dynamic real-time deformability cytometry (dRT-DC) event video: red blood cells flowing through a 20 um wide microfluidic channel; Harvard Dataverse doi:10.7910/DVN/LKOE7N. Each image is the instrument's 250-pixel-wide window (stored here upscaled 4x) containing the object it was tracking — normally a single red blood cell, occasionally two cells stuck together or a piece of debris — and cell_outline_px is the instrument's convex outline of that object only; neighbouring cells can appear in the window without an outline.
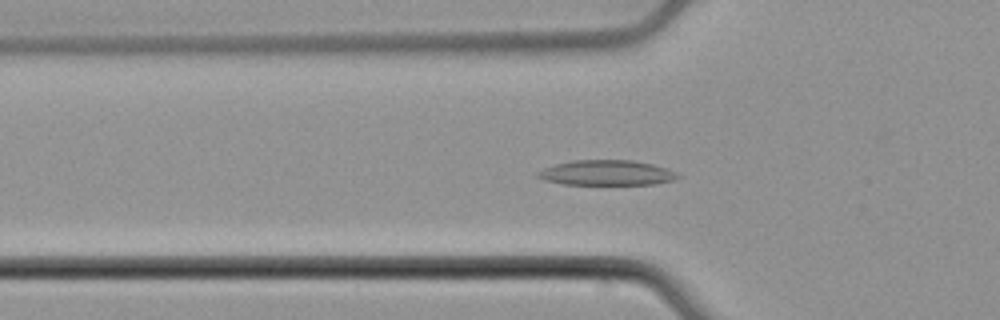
{"species": "common noctule bat (a hibernating species)", "species_latin": "Nyctalus noctula", "temperature_condition": "cold", "stored_images_in_passage": 55, "camera_frame_rate_fps": 3000, "um_per_image_px": 0.085, "animal": {"sex": "male", "body_mass_g": 21.5, "forearm_length_mm": 52.0}, "frame": {"image": 1, "passage_image": 19, "time_ms": 6.0, "image_size_px": [1000, 320], "cell_outline_px": [[680, 176], [676, 180], [656, 184], [564, 184], [544, 180], [536, 176], [536, 172], [544, 168], [556, 164], [572, 160], [632, 160], [652, 164], [676, 172]], "centroid_in_image_um": [51.56, 14.69], "position_along_channel_um": 74.2, "area_um2": 20.46}}
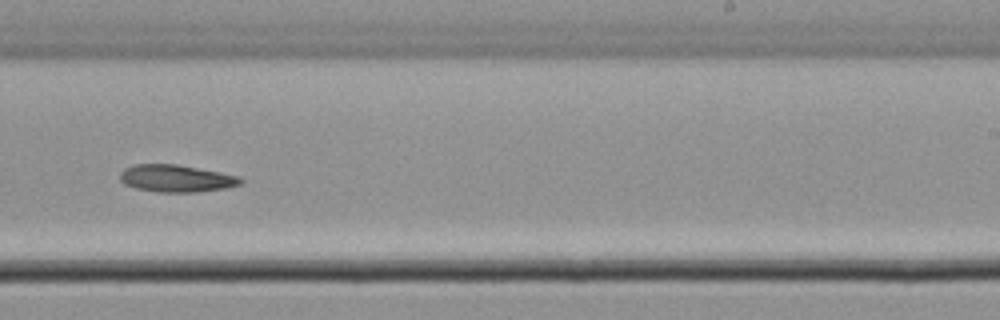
{"frame": {"image": 2, "passage_image": 35, "time_ms": 11.333, "image_size_px": [1000, 320], "cell_outline_px": [[244, 180], [240, 184], [228, 188], [196, 192], [156, 192], [136, 188], [124, 184], [120, 180], [120, 172], [124, 168], [132, 164], [176, 164], [220, 172], [240, 176]], "centroid_in_image_um": [14.97, 15.16], "position_along_channel_um": 274.0, "area_um2": 19.31}}
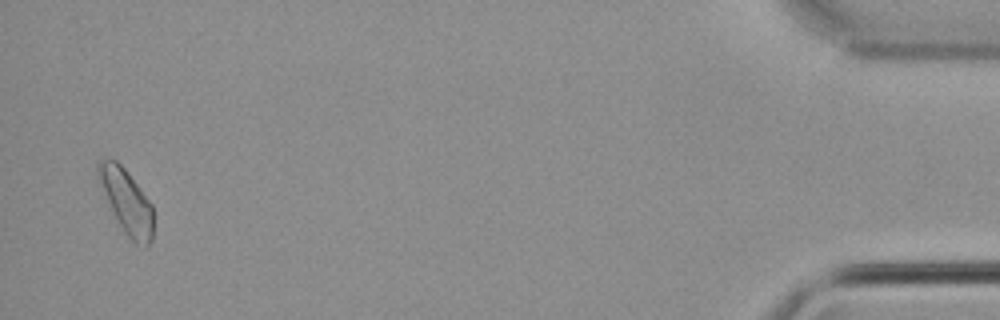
{"frame": {"image": 3, "passage_image": 54, "time_ms": 17.667, "image_size_px": [1000, 320], "cell_outline_px": [[152, 240], [148, 248], [144, 248], [136, 244], [124, 232], [96, 176], [96, 164], [100, 160], [116, 160], [124, 168], [152, 204]], "centroid_in_image_um": [10.77, 17.14], "position_along_channel_um": 424.4, "area_um2": 20.06}}